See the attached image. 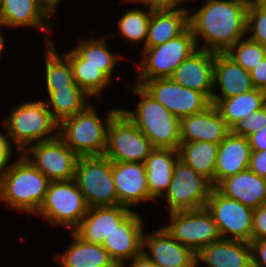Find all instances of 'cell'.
<instances>
[{
	"label": "cell",
	"mask_w": 266,
	"mask_h": 267,
	"mask_svg": "<svg viewBox=\"0 0 266 267\" xmlns=\"http://www.w3.org/2000/svg\"><path fill=\"white\" fill-rule=\"evenodd\" d=\"M201 1L202 4L197 8L189 10V27L197 48L212 53H226L246 36L250 0Z\"/></svg>",
	"instance_id": "cell-1"
},
{
	"label": "cell",
	"mask_w": 266,
	"mask_h": 267,
	"mask_svg": "<svg viewBox=\"0 0 266 267\" xmlns=\"http://www.w3.org/2000/svg\"><path fill=\"white\" fill-rule=\"evenodd\" d=\"M50 180L22 153L0 175V202L8 210L34 216L44 202Z\"/></svg>",
	"instance_id": "cell-2"
},
{
	"label": "cell",
	"mask_w": 266,
	"mask_h": 267,
	"mask_svg": "<svg viewBox=\"0 0 266 267\" xmlns=\"http://www.w3.org/2000/svg\"><path fill=\"white\" fill-rule=\"evenodd\" d=\"M138 100L131 109L123 106L120 110L145 134L155 148L178 150L181 144V119L173 115L156 101L140 85L126 87Z\"/></svg>",
	"instance_id": "cell-3"
},
{
	"label": "cell",
	"mask_w": 266,
	"mask_h": 267,
	"mask_svg": "<svg viewBox=\"0 0 266 267\" xmlns=\"http://www.w3.org/2000/svg\"><path fill=\"white\" fill-rule=\"evenodd\" d=\"M12 105L5 123L11 146L23 153L29 146L59 135V123L48 110L45 100L33 98Z\"/></svg>",
	"instance_id": "cell-4"
},
{
	"label": "cell",
	"mask_w": 266,
	"mask_h": 267,
	"mask_svg": "<svg viewBox=\"0 0 266 267\" xmlns=\"http://www.w3.org/2000/svg\"><path fill=\"white\" fill-rule=\"evenodd\" d=\"M94 104L59 124V136L78 156H103L109 122L120 110V106H112L103 116Z\"/></svg>",
	"instance_id": "cell-5"
},
{
	"label": "cell",
	"mask_w": 266,
	"mask_h": 267,
	"mask_svg": "<svg viewBox=\"0 0 266 267\" xmlns=\"http://www.w3.org/2000/svg\"><path fill=\"white\" fill-rule=\"evenodd\" d=\"M197 49L190 27L170 41L145 47L137 55L140 59L136 60L137 73L133 82L141 85L145 80L171 78L175 69Z\"/></svg>",
	"instance_id": "cell-6"
},
{
	"label": "cell",
	"mask_w": 266,
	"mask_h": 267,
	"mask_svg": "<svg viewBox=\"0 0 266 267\" xmlns=\"http://www.w3.org/2000/svg\"><path fill=\"white\" fill-rule=\"evenodd\" d=\"M88 208L74 179L50 181L44 202L34 217L42 218L51 229L61 227L73 231L87 214Z\"/></svg>",
	"instance_id": "cell-7"
},
{
	"label": "cell",
	"mask_w": 266,
	"mask_h": 267,
	"mask_svg": "<svg viewBox=\"0 0 266 267\" xmlns=\"http://www.w3.org/2000/svg\"><path fill=\"white\" fill-rule=\"evenodd\" d=\"M74 180L89 208L119 205L112 161L105 156H79Z\"/></svg>",
	"instance_id": "cell-8"
},
{
	"label": "cell",
	"mask_w": 266,
	"mask_h": 267,
	"mask_svg": "<svg viewBox=\"0 0 266 267\" xmlns=\"http://www.w3.org/2000/svg\"><path fill=\"white\" fill-rule=\"evenodd\" d=\"M154 149L145 134L121 110L113 116L103 156L111 161L144 163Z\"/></svg>",
	"instance_id": "cell-9"
},
{
	"label": "cell",
	"mask_w": 266,
	"mask_h": 267,
	"mask_svg": "<svg viewBox=\"0 0 266 267\" xmlns=\"http://www.w3.org/2000/svg\"><path fill=\"white\" fill-rule=\"evenodd\" d=\"M213 188L210 180L178 160L169 189L160 201L166 203V213L202 209L206 207Z\"/></svg>",
	"instance_id": "cell-10"
},
{
	"label": "cell",
	"mask_w": 266,
	"mask_h": 267,
	"mask_svg": "<svg viewBox=\"0 0 266 267\" xmlns=\"http://www.w3.org/2000/svg\"><path fill=\"white\" fill-rule=\"evenodd\" d=\"M163 227L178 242L190 248L196 255L209 244L221 239L217 224L207 208L166 213Z\"/></svg>",
	"instance_id": "cell-11"
},
{
	"label": "cell",
	"mask_w": 266,
	"mask_h": 267,
	"mask_svg": "<svg viewBox=\"0 0 266 267\" xmlns=\"http://www.w3.org/2000/svg\"><path fill=\"white\" fill-rule=\"evenodd\" d=\"M22 154L50 181L74 179L79 156L59 135L29 146Z\"/></svg>",
	"instance_id": "cell-12"
},
{
	"label": "cell",
	"mask_w": 266,
	"mask_h": 267,
	"mask_svg": "<svg viewBox=\"0 0 266 267\" xmlns=\"http://www.w3.org/2000/svg\"><path fill=\"white\" fill-rule=\"evenodd\" d=\"M217 224L221 238L252 241L254 209L221 194L215 187L206 204Z\"/></svg>",
	"instance_id": "cell-13"
},
{
	"label": "cell",
	"mask_w": 266,
	"mask_h": 267,
	"mask_svg": "<svg viewBox=\"0 0 266 267\" xmlns=\"http://www.w3.org/2000/svg\"><path fill=\"white\" fill-rule=\"evenodd\" d=\"M140 86L180 119L202 112L211 105L204 93L183 87L172 78L145 80Z\"/></svg>",
	"instance_id": "cell-14"
},
{
	"label": "cell",
	"mask_w": 266,
	"mask_h": 267,
	"mask_svg": "<svg viewBox=\"0 0 266 267\" xmlns=\"http://www.w3.org/2000/svg\"><path fill=\"white\" fill-rule=\"evenodd\" d=\"M140 213L132 210L102 243L118 266L143 252V234L148 221Z\"/></svg>",
	"instance_id": "cell-15"
},
{
	"label": "cell",
	"mask_w": 266,
	"mask_h": 267,
	"mask_svg": "<svg viewBox=\"0 0 266 267\" xmlns=\"http://www.w3.org/2000/svg\"><path fill=\"white\" fill-rule=\"evenodd\" d=\"M143 234V253L158 267H197L196 254L162 226Z\"/></svg>",
	"instance_id": "cell-16"
},
{
	"label": "cell",
	"mask_w": 266,
	"mask_h": 267,
	"mask_svg": "<svg viewBox=\"0 0 266 267\" xmlns=\"http://www.w3.org/2000/svg\"><path fill=\"white\" fill-rule=\"evenodd\" d=\"M53 21L36 0H3L0 4V27L2 29L12 28L14 31V29L32 27L38 32H43L44 44L53 42L51 38L55 29Z\"/></svg>",
	"instance_id": "cell-17"
},
{
	"label": "cell",
	"mask_w": 266,
	"mask_h": 267,
	"mask_svg": "<svg viewBox=\"0 0 266 267\" xmlns=\"http://www.w3.org/2000/svg\"><path fill=\"white\" fill-rule=\"evenodd\" d=\"M112 174L119 205L136 211L144 203L156 204L150 198L144 163L112 161Z\"/></svg>",
	"instance_id": "cell-18"
},
{
	"label": "cell",
	"mask_w": 266,
	"mask_h": 267,
	"mask_svg": "<svg viewBox=\"0 0 266 267\" xmlns=\"http://www.w3.org/2000/svg\"><path fill=\"white\" fill-rule=\"evenodd\" d=\"M214 61L215 53L197 49L175 69L171 78L183 87L204 93L211 100Z\"/></svg>",
	"instance_id": "cell-19"
},
{
	"label": "cell",
	"mask_w": 266,
	"mask_h": 267,
	"mask_svg": "<svg viewBox=\"0 0 266 267\" xmlns=\"http://www.w3.org/2000/svg\"><path fill=\"white\" fill-rule=\"evenodd\" d=\"M251 76L226 53H215L211 104L253 90Z\"/></svg>",
	"instance_id": "cell-20"
},
{
	"label": "cell",
	"mask_w": 266,
	"mask_h": 267,
	"mask_svg": "<svg viewBox=\"0 0 266 267\" xmlns=\"http://www.w3.org/2000/svg\"><path fill=\"white\" fill-rule=\"evenodd\" d=\"M181 142L220 143L231 132L214 104L202 112L181 118Z\"/></svg>",
	"instance_id": "cell-21"
},
{
	"label": "cell",
	"mask_w": 266,
	"mask_h": 267,
	"mask_svg": "<svg viewBox=\"0 0 266 267\" xmlns=\"http://www.w3.org/2000/svg\"><path fill=\"white\" fill-rule=\"evenodd\" d=\"M196 265L197 267L201 265L205 267H252L250 242L221 238L205 246L196 255Z\"/></svg>",
	"instance_id": "cell-22"
},
{
	"label": "cell",
	"mask_w": 266,
	"mask_h": 267,
	"mask_svg": "<svg viewBox=\"0 0 266 267\" xmlns=\"http://www.w3.org/2000/svg\"><path fill=\"white\" fill-rule=\"evenodd\" d=\"M131 211L123 205L88 208L87 214L73 231L86 242L102 244Z\"/></svg>",
	"instance_id": "cell-23"
},
{
	"label": "cell",
	"mask_w": 266,
	"mask_h": 267,
	"mask_svg": "<svg viewBox=\"0 0 266 267\" xmlns=\"http://www.w3.org/2000/svg\"><path fill=\"white\" fill-rule=\"evenodd\" d=\"M215 188L224 196L252 209L266 204V178L249 168L222 180Z\"/></svg>",
	"instance_id": "cell-24"
},
{
	"label": "cell",
	"mask_w": 266,
	"mask_h": 267,
	"mask_svg": "<svg viewBox=\"0 0 266 267\" xmlns=\"http://www.w3.org/2000/svg\"><path fill=\"white\" fill-rule=\"evenodd\" d=\"M71 242L67 248L53 255L61 267H119L102 244L82 240L74 231H69Z\"/></svg>",
	"instance_id": "cell-25"
},
{
	"label": "cell",
	"mask_w": 266,
	"mask_h": 267,
	"mask_svg": "<svg viewBox=\"0 0 266 267\" xmlns=\"http://www.w3.org/2000/svg\"><path fill=\"white\" fill-rule=\"evenodd\" d=\"M251 152L248 138L230 132L219 143L215 187L222 180L248 169Z\"/></svg>",
	"instance_id": "cell-26"
},
{
	"label": "cell",
	"mask_w": 266,
	"mask_h": 267,
	"mask_svg": "<svg viewBox=\"0 0 266 267\" xmlns=\"http://www.w3.org/2000/svg\"><path fill=\"white\" fill-rule=\"evenodd\" d=\"M178 160V150L172 148H155L145 160L150 198L156 204L167 193Z\"/></svg>",
	"instance_id": "cell-27"
},
{
	"label": "cell",
	"mask_w": 266,
	"mask_h": 267,
	"mask_svg": "<svg viewBox=\"0 0 266 267\" xmlns=\"http://www.w3.org/2000/svg\"><path fill=\"white\" fill-rule=\"evenodd\" d=\"M189 27V11L153 8L145 47H155L181 35Z\"/></svg>",
	"instance_id": "cell-28"
},
{
	"label": "cell",
	"mask_w": 266,
	"mask_h": 267,
	"mask_svg": "<svg viewBox=\"0 0 266 267\" xmlns=\"http://www.w3.org/2000/svg\"><path fill=\"white\" fill-rule=\"evenodd\" d=\"M109 36L106 35L100 38L88 37L87 39L78 38L79 42L72 49L83 59V65H93L99 69L114 83L113 77L118 69V64L124 59V56L119 52L113 53L108 42Z\"/></svg>",
	"instance_id": "cell-29"
},
{
	"label": "cell",
	"mask_w": 266,
	"mask_h": 267,
	"mask_svg": "<svg viewBox=\"0 0 266 267\" xmlns=\"http://www.w3.org/2000/svg\"><path fill=\"white\" fill-rule=\"evenodd\" d=\"M140 7H138V5L130 7L131 9L127 7L125 13H122L116 23L119 34L117 33V31L114 34L113 32L110 34L108 33L109 37H115L116 35H119L117 37L122 36L121 38H123L125 43L127 42L129 44L132 50L137 48L138 44L139 46L142 45L141 47H139V50H137V53L145 48L149 28V20L153 11V8L149 6Z\"/></svg>",
	"instance_id": "cell-30"
},
{
	"label": "cell",
	"mask_w": 266,
	"mask_h": 267,
	"mask_svg": "<svg viewBox=\"0 0 266 267\" xmlns=\"http://www.w3.org/2000/svg\"><path fill=\"white\" fill-rule=\"evenodd\" d=\"M53 41L52 44H44V83L47 97L56 89L67 87H79L74 82V77L69 60L58 50V46ZM59 51V52H58Z\"/></svg>",
	"instance_id": "cell-31"
},
{
	"label": "cell",
	"mask_w": 266,
	"mask_h": 267,
	"mask_svg": "<svg viewBox=\"0 0 266 267\" xmlns=\"http://www.w3.org/2000/svg\"><path fill=\"white\" fill-rule=\"evenodd\" d=\"M219 143L209 141L181 142L179 160L212 182L215 187V168Z\"/></svg>",
	"instance_id": "cell-32"
},
{
	"label": "cell",
	"mask_w": 266,
	"mask_h": 267,
	"mask_svg": "<svg viewBox=\"0 0 266 267\" xmlns=\"http://www.w3.org/2000/svg\"><path fill=\"white\" fill-rule=\"evenodd\" d=\"M266 104V92L253 89L229 98L219 99L214 105L231 129Z\"/></svg>",
	"instance_id": "cell-33"
},
{
	"label": "cell",
	"mask_w": 266,
	"mask_h": 267,
	"mask_svg": "<svg viewBox=\"0 0 266 267\" xmlns=\"http://www.w3.org/2000/svg\"><path fill=\"white\" fill-rule=\"evenodd\" d=\"M62 54L70 62L74 82L90 97L102 100L104 91L110 88L113 82L99 67L83 65V59L72 48L70 50L67 49L66 52L64 51Z\"/></svg>",
	"instance_id": "cell-34"
},
{
	"label": "cell",
	"mask_w": 266,
	"mask_h": 267,
	"mask_svg": "<svg viewBox=\"0 0 266 267\" xmlns=\"http://www.w3.org/2000/svg\"><path fill=\"white\" fill-rule=\"evenodd\" d=\"M94 100L80 87L56 89L45 102L53 118L60 124L64 119L84 111Z\"/></svg>",
	"instance_id": "cell-35"
},
{
	"label": "cell",
	"mask_w": 266,
	"mask_h": 267,
	"mask_svg": "<svg viewBox=\"0 0 266 267\" xmlns=\"http://www.w3.org/2000/svg\"><path fill=\"white\" fill-rule=\"evenodd\" d=\"M226 54L246 71H250L266 58V48L245 36L237 41Z\"/></svg>",
	"instance_id": "cell-36"
},
{
	"label": "cell",
	"mask_w": 266,
	"mask_h": 267,
	"mask_svg": "<svg viewBox=\"0 0 266 267\" xmlns=\"http://www.w3.org/2000/svg\"><path fill=\"white\" fill-rule=\"evenodd\" d=\"M246 36L266 48V0H250Z\"/></svg>",
	"instance_id": "cell-37"
},
{
	"label": "cell",
	"mask_w": 266,
	"mask_h": 267,
	"mask_svg": "<svg viewBox=\"0 0 266 267\" xmlns=\"http://www.w3.org/2000/svg\"><path fill=\"white\" fill-rule=\"evenodd\" d=\"M263 126H266V104L248 117H245L243 120L236 123L231 128V132L248 138Z\"/></svg>",
	"instance_id": "cell-38"
},
{
	"label": "cell",
	"mask_w": 266,
	"mask_h": 267,
	"mask_svg": "<svg viewBox=\"0 0 266 267\" xmlns=\"http://www.w3.org/2000/svg\"><path fill=\"white\" fill-rule=\"evenodd\" d=\"M0 175L6 169L8 163L17 155V151L11 146L5 123L0 119ZM15 152V153H14Z\"/></svg>",
	"instance_id": "cell-39"
},
{
	"label": "cell",
	"mask_w": 266,
	"mask_h": 267,
	"mask_svg": "<svg viewBox=\"0 0 266 267\" xmlns=\"http://www.w3.org/2000/svg\"><path fill=\"white\" fill-rule=\"evenodd\" d=\"M266 239V204L253 211L252 240Z\"/></svg>",
	"instance_id": "cell-40"
},
{
	"label": "cell",
	"mask_w": 266,
	"mask_h": 267,
	"mask_svg": "<svg viewBox=\"0 0 266 267\" xmlns=\"http://www.w3.org/2000/svg\"><path fill=\"white\" fill-rule=\"evenodd\" d=\"M252 267H266V239L250 241Z\"/></svg>",
	"instance_id": "cell-41"
},
{
	"label": "cell",
	"mask_w": 266,
	"mask_h": 267,
	"mask_svg": "<svg viewBox=\"0 0 266 267\" xmlns=\"http://www.w3.org/2000/svg\"><path fill=\"white\" fill-rule=\"evenodd\" d=\"M249 169L258 176L266 178V150L251 152Z\"/></svg>",
	"instance_id": "cell-42"
},
{
	"label": "cell",
	"mask_w": 266,
	"mask_h": 267,
	"mask_svg": "<svg viewBox=\"0 0 266 267\" xmlns=\"http://www.w3.org/2000/svg\"><path fill=\"white\" fill-rule=\"evenodd\" d=\"M249 73L254 88L266 92V58L252 68Z\"/></svg>",
	"instance_id": "cell-43"
},
{
	"label": "cell",
	"mask_w": 266,
	"mask_h": 267,
	"mask_svg": "<svg viewBox=\"0 0 266 267\" xmlns=\"http://www.w3.org/2000/svg\"><path fill=\"white\" fill-rule=\"evenodd\" d=\"M251 151H264L266 150V126L258 129L257 132L248 137Z\"/></svg>",
	"instance_id": "cell-44"
},
{
	"label": "cell",
	"mask_w": 266,
	"mask_h": 267,
	"mask_svg": "<svg viewBox=\"0 0 266 267\" xmlns=\"http://www.w3.org/2000/svg\"><path fill=\"white\" fill-rule=\"evenodd\" d=\"M119 267H158L155 265L145 253H141L140 255L122 263Z\"/></svg>",
	"instance_id": "cell-45"
},
{
	"label": "cell",
	"mask_w": 266,
	"mask_h": 267,
	"mask_svg": "<svg viewBox=\"0 0 266 267\" xmlns=\"http://www.w3.org/2000/svg\"><path fill=\"white\" fill-rule=\"evenodd\" d=\"M38 5L45 11V13L52 19L57 16V7L64 2V0H36ZM54 17V18H53Z\"/></svg>",
	"instance_id": "cell-46"
},
{
	"label": "cell",
	"mask_w": 266,
	"mask_h": 267,
	"mask_svg": "<svg viewBox=\"0 0 266 267\" xmlns=\"http://www.w3.org/2000/svg\"><path fill=\"white\" fill-rule=\"evenodd\" d=\"M197 0H163V8H181L191 10V4ZM191 3V4H190Z\"/></svg>",
	"instance_id": "cell-47"
},
{
	"label": "cell",
	"mask_w": 266,
	"mask_h": 267,
	"mask_svg": "<svg viewBox=\"0 0 266 267\" xmlns=\"http://www.w3.org/2000/svg\"><path fill=\"white\" fill-rule=\"evenodd\" d=\"M125 3V6L128 5H139V6H149L152 8H163V0H120Z\"/></svg>",
	"instance_id": "cell-48"
},
{
	"label": "cell",
	"mask_w": 266,
	"mask_h": 267,
	"mask_svg": "<svg viewBox=\"0 0 266 267\" xmlns=\"http://www.w3.org/2000/svg\"><path fill=\"white\" fill-rule=\"evenodd\" d=\"M2 30L3 29H1V27H0V61H1L2 58H4L3 54L7 52V50L4 51V48H6L5 46H6V42H7L6 41V39H7L6 36L7 35L3 34V33L6 32V30L5 31L3 30V32H2Z\"/></svg>",
	"instance_id": "cell-49"
}]
</instances>
